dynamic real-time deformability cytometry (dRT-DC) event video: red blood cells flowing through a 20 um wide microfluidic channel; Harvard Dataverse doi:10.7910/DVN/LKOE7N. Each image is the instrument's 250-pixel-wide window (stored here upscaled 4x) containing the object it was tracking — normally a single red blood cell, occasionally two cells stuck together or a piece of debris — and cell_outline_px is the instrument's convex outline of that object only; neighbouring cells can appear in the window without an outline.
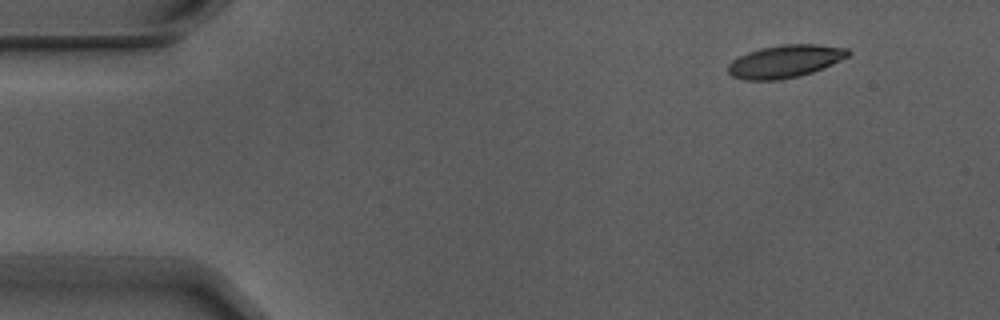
{"species": "Egyptian fruit bat (a non-hibernating species)", "species_latin": "Rousettus aegyptiacus", "temperature_condition": "warm", "stored_images_in_passage": 5, "camera_frame_rate_fps": 3000, "um_per_image_px": 0.085, "animal": {"sex": "male"}, "frame": {"image": 1, "passage_image": 2, "time_ms": 0.333, "image_size_px": [1000, 320], "cell_outline_px": [[852, 52], [848, 56], [832, 64], [812, 72], [800, 76], [780, 80], [744, 80], [732, 76], [728, 72], [728, 64], [732, 60], [748, 52], [760, 48], [784, 44], [820, 44], [848, 48]], "centroid_in_image_um": [66.74, 5.21], "position_along_channel_um": 18.3, "area_um2": 22.95}}
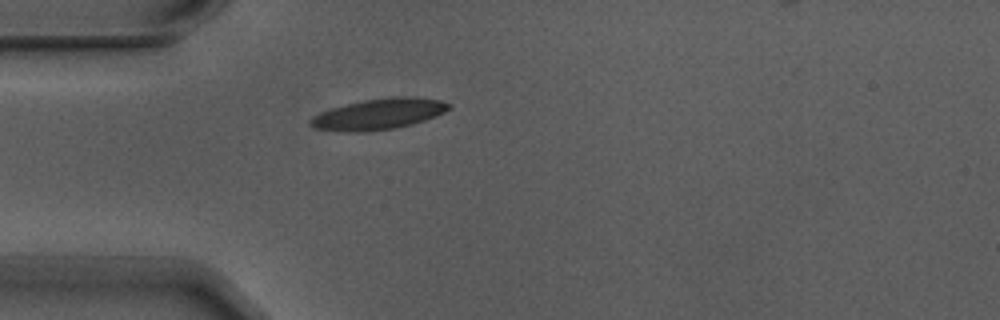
{"frame": {"image": 2, "passage_image": 5, "time_ms": 1.333, "image_size_px": [1000, 320], "cell_outline_px": [[452, 108], [436, 116], [412, 124], [396, 128], [364, 132], [344, 132], [316, 128], [308, 124], [308, 120], [312, 116], [320, 112], [332, 108], [364, 100], [392, 96], [412, 96], [440, 100], [452, 104]], "centroid_in_image_um": [32.2, 9.69], "position_along_channel_um": 52.8, "area_um2": 25.09}}